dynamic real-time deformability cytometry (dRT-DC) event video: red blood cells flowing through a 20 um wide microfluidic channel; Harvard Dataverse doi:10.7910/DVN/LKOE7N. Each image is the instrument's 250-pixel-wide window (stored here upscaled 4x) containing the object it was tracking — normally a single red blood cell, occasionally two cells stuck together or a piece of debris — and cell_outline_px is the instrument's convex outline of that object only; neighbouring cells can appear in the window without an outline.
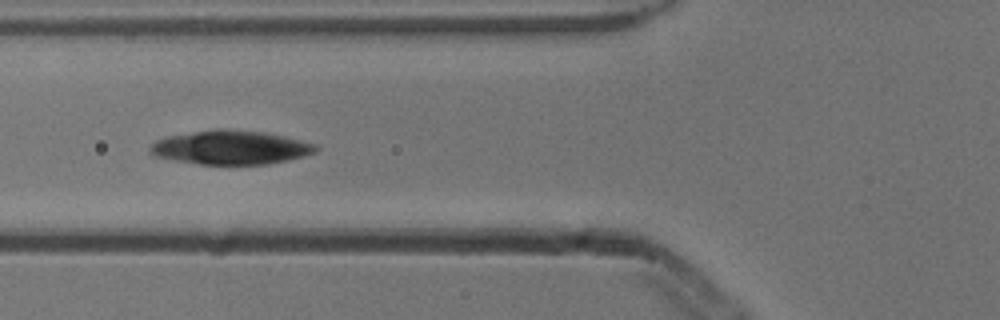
{"species": "common noctule bat (a hibernating species)", "species_latin": "Nyctalus noctula", "temperature_condition": "cold", "stored_images_in_passage": 9, "camera_frame_rate_fps": 3000, "um_per_image_px": 0.085, "animal": {"sex": "male", "body_mass_g": 13.3}, "frame": {"image": 1, "passage_image": 6, "time_ms": 1.667, "image_size_px": [1000, 320], "cell_outline_px": [[320, 148], [316, 152], [304, 156], [288, 160], [268, 164], [200, 164], [176, 160], [156, 156], [148, 152], [148, 148], [156, 140], [168, 136], [216, 128], [220, 128], [264, 132], [284, 136], [316, 144]], "centroid_in_image_um": [19.63, 12.53], "position_along_channel_um": 106.2, "area_um2": 32.71}}
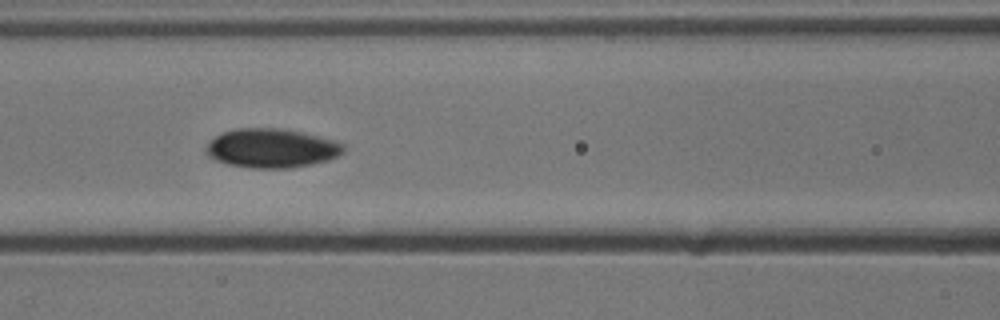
{"frame": {"image": 2, "passage_image": 7, "time_ms": 2.0, "image_size_px": [1000, 320], "cell_outline_px": [[344, 152], [328, 160], [312, 164], [288, 168], [252, 168], [228, 164], [216, 160], [208, 156], [204, 152], [204, 148], [216, 136], [224, 132], [236, 128], [284, 128], [336, 140], [344, 144]], "centroid_in_image_um": [23.09, 12.59], "position_along_channel_um": 143.5, "area_um2": 31.39}}
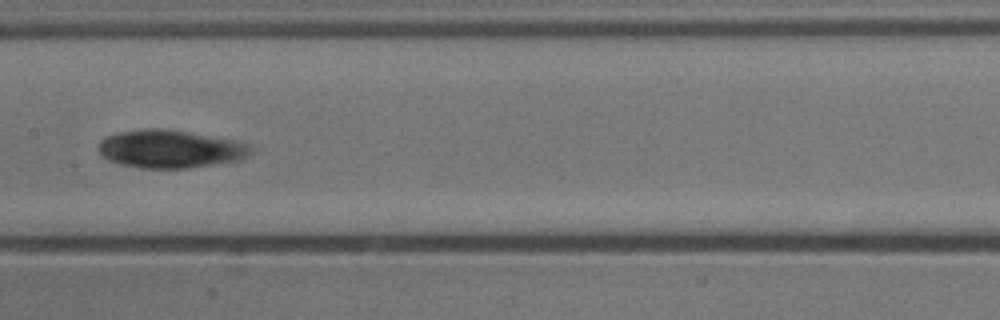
{"frame": {"image": 3, "passage_image": 8, "time_ms": 2.333, "image_size_px": [1000, 320], "cell_outline_px": [[252, 152], [248, 156], [240, 160], [188, 168], [140, 168], [120, 164], [108, 160], [100, 152], [100, 140], [108, 136], [120, 132], [144, 128], [160, 128], [188, 132], [236, 140], [252, 144]], "centroid_in_image_um": [14.52, 12.66], "position_along_channel_um": 192.9, "area_um2": 33.7}}